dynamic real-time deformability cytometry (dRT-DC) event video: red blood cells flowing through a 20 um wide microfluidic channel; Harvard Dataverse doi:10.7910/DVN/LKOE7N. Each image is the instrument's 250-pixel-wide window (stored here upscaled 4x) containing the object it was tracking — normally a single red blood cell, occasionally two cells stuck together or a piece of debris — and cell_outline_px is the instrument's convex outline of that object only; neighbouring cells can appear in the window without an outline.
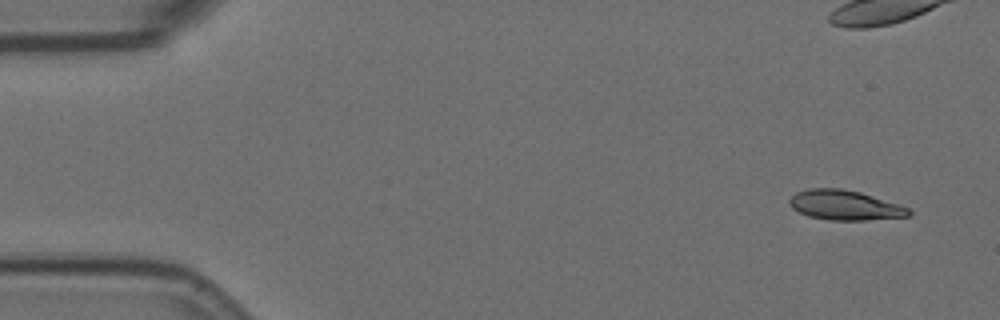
{"species": "Egyptian fruit bat (a non-hibernating species)", "species_latin": "Rousettus aegyptiacus", "temperature_condition": "room temperature", "stored_images_in_passage": 15, "camera_frame_rate_fps": 3000, "um_per_image_px": 0.085, "animal": {"sex": "female"}, "frame": {"image": 1, "passage_image": 1, "time_ms": 0.0, "image_size_px": [1000, 320], "cell_outline_px": [[912, 216], [864, 220], [828, 220], [808, 216], [792, 208], [788, 204], [788, 200], [796, 192], [808, 188], [840, 188], [860, 192], [900, 204], [908, 208], [912, 212]], "centroid_in_image_um": [71.81, 17.44], "position_along_channel_um": 13.2, "area_um2": 20.87}}